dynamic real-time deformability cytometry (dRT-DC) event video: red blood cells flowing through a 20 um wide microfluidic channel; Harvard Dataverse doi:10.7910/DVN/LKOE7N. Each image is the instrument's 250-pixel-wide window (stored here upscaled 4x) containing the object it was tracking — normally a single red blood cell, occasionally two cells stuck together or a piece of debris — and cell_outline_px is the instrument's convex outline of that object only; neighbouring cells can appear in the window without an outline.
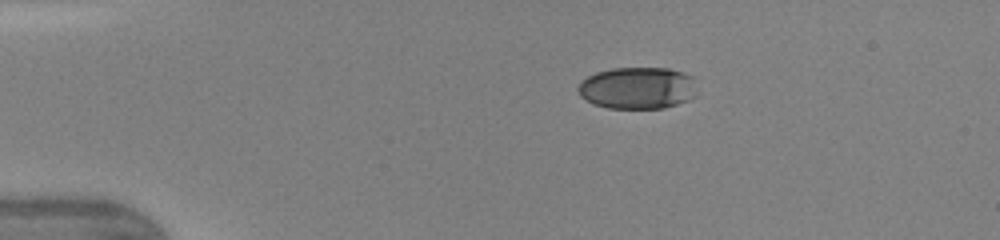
{"species": "human", "species_latin": "Homo sapiens", "temperature_condition": "warm", "stored_images_in_passage": 38, "camera_frame_rate_fps": 3000, "um_per_image_px": 0.085, "donor": {"sex": "female"}, "frame": {"image": 1, "passage_image": 1, "time_ms": 0.0, "image_size_px": [1000, 240], "cell_outline_px": [[696, 96], [688, 100], [664, 108], [608, 108], [592, 104], [580, 96], [576, 88], [588, 76], [596, 72], [612, 68], [668, 68], [692, 76]], "centroid_in_image_um": [54.16, 7.48], "position_along_channel_um": 30.8, "area_um2": 29.02}}
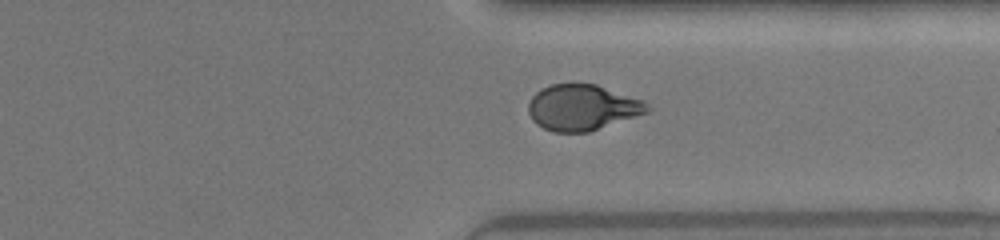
{"frame": {"image": 2, "passage_image": 28, "time_ms": 9.0, "image_size_px": [1000, 240], "cell_outline_px": [[652, 108], [648, 112], [588, 132], [552, 132], [536, 124], [532, 120], [528, 112], [528, 104], [532, 96], [540, 88], [552, 84], [596, 84], [644, 100]], "centroid_in_image_um": [49.49, 9.13], "position_along_channel_um": 361.9, "area_um2": 31.79}}
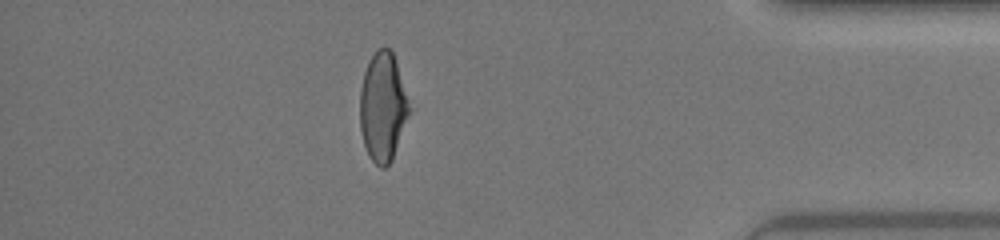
{"frame": {"image": 3, "passage_image": 33, "time_ms": 10.667, "image_size_px": [1000, 240], "cell_outline_px": [[412, 112], [392, 160], [384, 168], [380, 168], [368, 156], [364, 144], [360, 128], [360, 88], [364, 72], [368, 60], [376, 48], [388, 48], [392, 52]], "centroid_in_image_um": [32.54, 9.13], "position_along_channel_um": 402.7, "area_um2": 31.5}, "authors_computed_cell_mechanics": {"area_um2": 31.9056, "velocity_mm_per_s": 4.38, "shape_relaxation_time_tau1_ms": 4.6142, "shape_relaxation_time_tau2_ms": 0.9731, "deformation_change_tau1": 0.1757, "deformation_change_tau2": 0.0632}}